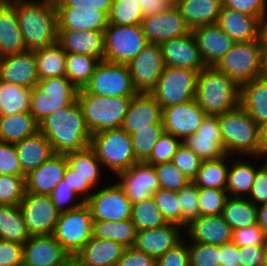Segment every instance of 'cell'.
<instances>
[{
    "label": "cell",
    "instance_id": "2644e50d",
    "mask_svg": "<svg viewBox=\"0 0 267 266\" xmlns=\"http://www.w3.org/2000/svg\"><path fill=\"white\" fill-rule=\"evenodd\" d=\"M54 2L56 7L92 8L108 15L112 0H54Z\"/></svg>",
    "mask_w": 267,
    "mask_h": 266
},
{
    "label": "cell",
    "instance_id": "836d02e7",
    "mask_svg": "<svg viewBox=\"0 0 267 266\" xmlns=\"http://www.w3.org/2000/svg\"><path fill=\"white\" fill-rule=\"evenodd\" d=\"M124 250L112 240L92 237L75 257L83 266H117Z\"/></svg>",
    "mask_w": 267,
    "mask_h": 266
},
{
    "label": "cell",
    "instance_id": "816d5d0a",
    "mask_svg": "<svg viewBox=\"0 0 267 266\" xmlns=\"http://www.w3.org/2000/svg\"><path fill=\"white\" fill-rule=\"evenodd\" d=\"M182 141L169 133L164 132L154 145L150 156L144 161L151 165L170 162Z\"/></svg>",
    "mask_w": 267,
    "mask_h": 266
},
{
    "label": "cell",
    "instance_id": "74e56055",
    "mask_svg": "<svg viewBox=\"0 0 267 266\" xmlns=\"http://www.w3.org/2000/svg\"><path fill=\"white\" fill-rule=\"evenodd\" d=\"M39 124L30 112L0 115V142L15 143L34 135Z\"/></svg>",
    "mask_w": 267,
    "mask_h": 266
},
{
    "label": "cell",
    "instance_id": "a7ac6f4b",
    "mask_svg": "<svg viewBox=\"0 0 267 266\" xmlns=\"http://www.w3.org/2000/svg\"><path fill=\"white\" fill-rule=\"evenodd\" d=\"M117 266H156V259L133 247L125 248Z\"/></svg>",
    "mask_w": 267,
    "mask_h": 266
},
{
    "label": "cell",
    "instance_id": "d4e9b609",
    "mask_svg": "<svg viewBox=\"0 0 267 266\" xmlns=\"http://www.w3.org/2000/svg\"><path fill=\"white\" fill-rule=\"evenodd\" d=\"M0 80L29 88L39 80L34 51L0 57Z\"/></svg>",
    "mask_w": 267,
    "mask_h": 266
},
{
    "label": "cell",
    "instance_id": "ba28073f",
    "mask_svg": "<svg viewBox=\"0 0 267 266\" xmlns=\"http://www.w3.org/2000/svg\"><path fill=\"white\" fill-rule=\"evenodd\" d=\"M261 60L262 48L259 39L235 42L214 67L241 86L260 77Z\"/></svg>",
    "mask_w": 267,
    "mask_h": 266
},
{
    "label": "cell",
    "instance_id": "30bf717a",
    "mask_svg": "<svg viewBox=\"0 0 267 266\" xmlns=\"http://www.w3.org/2000/svg\"><path fill=\"white\" fill-rule=\"evenodd\" d=\"M148 44L141 24L109 23L104 30V61L128 64Z\"/></svg>",
    "mask_w": 267,
    "mask_h": 266
},
{
    "label": "cell",
    "instance_id": "03108f58",
    "mask_svg": "<svg viewBox=\"0 0 267 266\" xmlns=\"http://www.w3.org/2000/svg\"><path fill=\"white\" fill-rule=\"evenodd\" d=\"M23 244L0 239V266H22Z\"/></svg>",
    "mask_w": 267,
    "mask_h": 266
},
{
    "label": "cell",
    "instance_id": "91938a15",
    "mask_svg": "<svg viewBox=\"0 0 267 266\" xmlns=\"http://www.w3.org/2000/svg\"><path fill=\"white\" fill-rule=\"evenodd\" d=\"M0 175L25 176L14 143L0 142Z\"/></svg>",
    "mask_w": 267,
    "mask_h": 266
},
{
    "label": "cell",
    "instance_id": "f546056e",
    "mask_svg": "<svg viewBox=\"0 0 267 266\" xmlns=\"http://www.w3.org/2000/svg\"><path fill=\"white\" fill-rule=\"evenodd\" d=\"M15 0H0V57L26 52Z\"/></svg>",
    "mask_w": 267,
    "mask_h": 266
},
{
    "label": "cell",
    "instance_id": "681fc988",
    "mask_svg": "<svg viewBox=\"0 0 267 266\" xmlns=\"http://www.w3.org/2000/svg\"><path fill=\"white\" fill-rule=\"evenodd\" d=\"M26 176L0 175V205H19L26 191Z\"/></svg>",
    "mask_w": 267,
    "mask_h": 266
},
{
    "label": "cell",
    "instance_id": "f907efd6",
    "mask_svg": "<svg viewBox=\"0 0 267 266\" xmlns=\"http://www.w3.org/2000/svg\"><path fill=\"white\" fill-rule=\"evenodd\" d=\"M164 133V128H144L131 134L134 156L138 162H144Z\"/></svg>",
    "mask_w": 267,
    "mask_h": 266
},
{
    "label": "cell",
    "instance_id": "e0dca14e",
    "mask_svg": "<svg viewBox=\"0 0 267 266\" xmlns=\"http://www.w3.org/2000/svg\"><path fill=\"white\" fill-rule=\"evenodd\" d=\"M206 116L195 99L163 108L164 132L178 137L183 142L198 130Z\"/></svg>",
    "mask_w": 267,
    "mask_h": 266
},
{
    "label": "cell",
    "instance_id": "9f6ffc18",
    "mask_svg": "<svg viewBox=\"0 0 267 266\" xmlns=\"http://www.w3.org/2000/svg\"><path fill=\"white\" fill-rule=\"evenodd\" d=\"M190 266L220 265V246L188 242Z\"/></svg>",
    "mask_w": 267,
    "mask_h": 266
},
{
    "label": "cell",
    "instance_id": "34e18365",
    "mask_svg": "<svg viewBox=\"0 0 267 266\" xmlns=\"http://www.w3.org/2000/svg\"><path fill=\"white\" fill-rule=\"evenodd\" d=\"M260 156L267 151V121L259 124Z\"/></svg>",
    "mask_w": 267,
    "mask_h": 266
},
{
    "label": "cell",
    "instance_id": "603a6c76",
    "mask_svg": "<svg viewBox=\"0 0 267 266\" xmlns=\"http://www.w3.org/2000/svg\"><path fill=\"white\" fill-rule=\"evenodd\" d=\"M183 143L202 161L216 160L226 155L218 116L207 115L198 130Z\"/></svg>",
    "mask_w": 267,
    "mask_h": 266
},
{
    "label": "cell",
    "instance_id": "f6af8a7d",
    "mask_svg": "<svg viewBox=\"0 0 267 266\" xmlns=\"http://www.w3.org/2000/svg\"><path fill=\"white\" fill-rule=\"evenodd\" d=\"M100 60L89 55L66 53L65 76L80 90L88 83Z\"/></svg>",
    "mask_w": 267,
    "mask_h": 266
},
{
    "label": "cell",
    "instance_id": "3957f363",
    "mask_svg": "<svg viewBox=\"0 0 267 266\" xmlns=\"http://www.w3.org/2000/svg\"><path fill=\"white\" fill-rule=\"evenodd\" d=\"M195 100L207 115L217 116L240 105V86L214 66H206L197 75Z\"/></svg>",
    "mask_w": 267,
    "mask_h": 266
},
{
    "label": "cell",
    "instance_id": "83f0119b",
    "mask_svg": "<svg viewBox=\"0 0 267 266\" xmlns=\"http://www.w3.org/2000/svg\"><path fill=\"white\" fill-rule=\"evenodd\" d=\"M58 30H81L104 32L109 21L108 15L96 9L56 7Z\"/></svg>",
    "mask_w": 267,
    "mask_h": 266
},
{
    "label": "cell",
    "instance_id": "7dc6e473",
    "mask_svg": "<svg viewBox=\"0 0 267 266\" xmlns=\"http://www.w3.org/2000/svg\"><path fill=\"white\" fill-rule=\"evenodd\" d=\"M144 19L137 0H112L108 21L118 25H137Z\"/></svg>",
    "mask_w": 267,
    "mask_h": 266
},
{
    "label": "cell",
    "instance_id": "db71d44e",
    "mask_svg": "<svg viewBox=\"0 0 267 266\" xmlns=\"http://www.w3.org/2000/svg\"><path fill=\"white\" fill-rule=\"evenodd\" d=\"M154 169L161 189L177 192L191 182L171 161L154 165Z\"/></svg>",
    "mask_w": 267,
    "mask_h": 266
},
{
    "label": "cell",
    "instance_id": "4316f807",
    "mask_svg": "<svg viewBox=\"0 0 267 266\" xmlns=\"http://www.w3.org/2000/svg\"><path fill=\"white\" fill-rule=\"evenodd\" d=\"M67 165L66 154H54L25 177L26 191L50 195L63 179Z\"/></svg>",
    "mask_w": 267,
    "mask_h": 266
},
{
    "label": "cell",
    "instance_id": "f5cc1de1",
    "mask_svg": "<svg viewBox=\"0 0 267 266\" xmlns=\"http://www.w3.org/2000/svg\"><path fill=\"white\" fill-rule=\"evenodd\" d=\"M152 197L167 222L181 226V208L177 192L159 188Z\"/></svg>",
    "mask_w": 267,
    "mask_h": 266
},
{
    "label": "cell",
    "instance_id": "680465c9",
    "mask_svg": "<svg viewBox=\"0 0 267 266\" xmlns=\"http://www.w3.org/2000/svg\"><path fill=\"white\" fill-rule=\"evenodd\" d=\"M50 197L60 213L78 208L84 203L63 179L53 189Z\"/></svg>",
    "mask_w": 267,
    "mask_h": 266
},
{
    "label": "cell",
    "instance_id": "7c38bea8",
    "mask_svg": "<svg viewBox=\"0 0 267 266\" xmlns=\"http://www.w3.org/2000/svg\"><path fill=\"white\" fill-rule=\"evenodd\" d=\"M92 229V214L84 202L78 208L60 213L53 235L70 255L75 256L93 237Z\"/></svg>",
    "mask_w": 267,
    "mask_h": 266
},
{
    "label": "cell",
    "instance_id": "b9f144b4",
    "mask_svg": "<svg viewBox=\"0 0 267 266\" xmlns=\"http://www.w3.org/2000/svg\"><path fill=\"white\" fill-rule=\"evenodd\" d=\"M136 233L135 225L131 219L122 221H93V237L112 240L125 248L133 247Z\"/></svg>",
    "mask_w": 267,
    "mask_h": 266
},
{
    "label": "cell",
    "instance_id": "5bb4252c",
    "mask_svg": "<svg viewBox=\"0 0 267 266\" xmlns=\"http://www.w3.org/2000/svg\"><path fill=\"white\" fill-rule=\"evenodd\" d=\"M29 236L53 234L60 212L50 195L25 191L19 204Z\"/></svg>",
    "mask_w": 267,
    "mask_h": 266
},
{
    "label": "cell",
    "instance_id": "4fadbf2b",
    "mask_svg": "<svg viewBox=\"0 0 267 266\" xmlns=\"http://www.w3.org/2000/svg\"><path fill=\"white\" fill-rule=\"evenodd\" d=\"M94 190L85 202L91 211L93 221H122L131 219L132 203L118 183L111 179Z\"/></svg>",
    "mask_w": 267,
    "mask_h": 266
},
{
    "label": "cell",
    "instance_id": "d6a6232c",
    "mask_svg": "<svg viewBox=\"0 0 267 266\" xmlns=\"http://www.w3.org/2000/svg\"><path fill=\"white\" fill-rule=\"evenodd\" d=\"M21 172L27 176L54 155L49 140L37 131L34 135L15 142Z\"/></svg>",
    "mask_w": 267,
    "mask_h": 266
},
{
    "label": "cell",
    "instance_id": "ab89813d",
    "mask_svg": "<svg viewBox=\"0 0 267 266\" xmlns=\"http://www.w3.org/2000/svg\"><path fill=\"white\" fill-rule=\"evenodd\" d=\"M32 88L0 80V115L30 112Z\"/></svg>",
    "mask_w": 267,
    "mask_h": 266
},
{
    "label": "cell",
    "instance_id": "bcb514c9",
    "mask_svg": "<svg viewBox=\"0 0 267 266\" xmlns=\"http://www.w3.org/2000/svg\"><path fill=\"white\" fill-rule=\"evenodd\" d=\"M131 221L136 231L148 230L168 223L153 197L132 204Z\"/></svg>",
    "mask_w": 267,
    "mask_h": 266
},
{
    "label": "cell",
    "instance_id": "deb4b68c",
    "mask_svg": "<svg viewBox=\"0 0 267 266\" xmlns=\"http://www.w3.org/2000/svg\"><path fill=\"white\" fill-rule=\"evenodd\" d=\"M264 163L267 165V151L262 155Z\"/></svg>",
    "mask_w": 267,
    "mask_h": 266
},
{
    "label": "cell",
    "instance_id": "7402d4cb",
    "mask_svg": "<svg viewBox=\"0 0 267 266\" xmlns=\"http://www.w3.org/2000/svg\"><path fill=\"white\" fill-rule=\"evenodd\" d=\"M70 256L53 234L30 236L23 244L22 266H60Z\"/></svg>",
    "mask_w": 267,
    "mask_h": 266
},
{
    "label": "cell",
    "instance_id": "8992f818",
    "mask_svg": "<svg viewBox=\"0 0 267 266\" xmlns=\"http://www.w3.org/2000/svg\"><path fill=\"white\" fill-rule=\"evenodd\" d=\"M89 147L112 177L138 162L134 156L131 135L122 128L91 134ZM108 170V172H107Z\"/></svg>",
    "mask_w": 267,
    "mask_h": 266
},
{
    "label": "cell",
    "instance_id": "e7e4bbea",
    "mask_svg": "<svg viewBox=\"0 0 267 266\" xmlns=\"http://www.w3.org/2000/svg\"><path fill=\"white\" fill-rule=\"evenodd\" d=\"M257 207L267 203V165L265 163L257 169V173L246 197Z\"/></svg>",
    "mask_w": 267,
    "mask_h": 266
},
{
    "label": "cell",
    "instance_id": "8fae6325",
    "mask_svg": "<svg viewBox=\"0 0 267 266\" xmlns=\"http://www.w3.org/2000/svg\"><path fill=\"white\" fill-rule=\"evenodd\" d=\"M83 90L104 97H134L138 94L127 64L100 61Z\"/></svg>",
    "mask_w": 267,
    "mask_h": 266
},
{
    "label": "cell",
    "instance_id": "9c48e42d",
    "mask_svg": "<svg viewBox=\"0 0 267 266\" xmlns=\"http://www.w3.org/2000/svg\"><path fill=\"white\" fill-rule=\"evenodd\" d=\"M198 72L188 68L166 66L150 94L161 108L195 99Z\"/></svg>",
    "mask_w": 267,
    "mask_h": 266
},
{
    "label": "cell",
    "instance_id": "09005b40",
    "mask_svg": "<svg viewBox=\"0 0 267 266\" xmlns=\"http://www.w3.org/2000/svg\"><path fill=\"white\" fill-rule=\"evenodd\" d=\"M60 266H83V265L74 255H71Z\"/></svg>",
    "mask_w": 267,
    "mask_h": 266
},
{
    "label": "cell",
    "instance_id": "52a82bcc",
    "mask_svg": "<svg viewBox=\"0 0 267 266\" xmlns=\"http://www.w3.org/2000/svg\"><path fill=\"white\" fill-rule=\"evenodd\" d=\"M78 91L66 76L40 80L32 88L30 114L39 124L48 115L74 102Z\"/></svg>",
    "mask_w": 267,
    "mask_h": 266
},
{
    "label": "cell",
    "instance_id": "d6986e66",
    "mask_svg": "<svg viewBox=\"0 0 267 266\" xmlns=\"http://www.w3.org/2000/svg\"><path fill=\"white\" fill-rule=\"evenodd\" d=\"M121 128L130 135L144 128H164L161 106L150 93H138L131 99Z\"/></svg>",
    "mask_w": 267,
    "mask_h": 266
},
{
    "label": "cell",
    "instance_id": "be15d7a7",
    "mask_svg": "<svg viewBox=\"0 0 267 266\" xmlns=\"http://www.w3.org/2000/svg\"><path fill=\"white\" fill-rule=\"evenodd\" d=\"M267 235L258 225L233 230L232 242L238 247L264 245Z\"/></svg>",
    "mask_w": 267,
    "mask_h": 266
},
{
    "label": "cell",
    "instance_id": "11a10c76",
    "mask_svg": "<svg viewBox=\"0 0 267 266\" xmlns=\"http://www.w3.org/2000/svg\"><path fill=\"white\" fill-rule=\"evenodd\" d=\"M198 206L200 215L222 214L228 194L226 190L198 188Z\"/></svg>",
    "mask_w": 267,
    "mask_h": 266
},
{
    "label": "cell",
    "instance_id": "2e32d148",
    "mask_svg": "<svg viewBox=\"0 0 267 266\" xmlns=\"http://www.w3.org/2000/svg\"><path fill=\"white\" fill-rule=\"evenodd\" d=\"M113 179L132 204L152 197L160 188L154 166L146 162H136L127 170L116 174Z\"/></svg>",
    "mask_w": 267,
    "mask_h": 266
},
{
    "label": "cell",
    "instance_id": "94428289",
    "mask_svg": "<svg viewBox=\"0 0 267 266\" xmlns=\"http://www.w3.org/2000/svg\"><path fill=\"white\" fill-rule=\"evenodd\" d=\"M221 3L222 6L258 17L260 20L267 16V0H221Z\"/></svg>",
    "mask_w": 267,
    "mask_h": 266
},
{
    "label": "cell",
    "instance_id": "8d00e7d4",
    "mask_svg": "<svg viewBox=\"0 0 267 266\" xmlns=\"http://www.w3.org/2000/svg\"><path fill=\"white\" fill-rule=\"evenodd\" d=\"M176 6L192 30L199 26L216 24L222 3L221 0H182Z\"/></svg>",
    "mask_w": 267,
    "mask_h": 266
},
{
    "label": "cell",
    "instance_id": "753ad0ef",
    "mask_svg": "<svg viewBox=\"0 0 267 266\" xmlns=\"http://www.w3.org/2000/svg\"><path fill=\"white\" fill-rule=\"evenodd\" d=\"M238 265V246L229 242L220 246V265Z\"/></svg>",
    "mask_w": 267,
    "mask_h": 266
},
{
    "label": "cell",
    "instance_id": "f1b7e54d",
    "mask_svg": "<svg viewBox=\"0 0 267 266\" xmlns=\"http://www.w3.org/2000/svg\"><path fill=\"white\" fill-rule=\"evenodd\" d=\"M254 161H256V163ZM263 163L262 156H243V158L231 156L226 184L228 196L247 197L253 185L257 169Z\"/></svg>",
    "mask_w": 267,
    "mask_h": 266
},
{
    "label": "cell",
    "instance_id": "e575fe53",
    "mask_svg": "<svg viewBox=\"0 0 267 266\" xmlns=\"http://www.w3.org/2000/svg\"><path fill=\"white\" fill-rule=\"evenodd\" d=\"M240 106L258 125L267 121V80L257 77L242 84Z\"/></svg>",
    "mask_w": 267,
    "mask_h": 266
},
{
    "label": "cell",
    "instance_id": "d590c367",
    "mask_svg": "<svg viewBox=\"0 0 267 266\" xmlns=\"http://www.w3.org/2000/svg\"><path fill=\"white\" fill-rule=\"evenodd\" d=\"M66 158L68 165L94 189L106 184L104 181L109 175L104 172L102 163L90 147L80 151L67 153ZM104 174L107 176L105 177Z\"/></svg>",
    "mask_w": 267,
    "mask_h": 266
},
{
    "label": "cell",
    "instance_id": "7bdbcfd3",
    "mask_svg": "<svg viewBox=\"0 0 267 266\" xmlns=\"http://www.w3.org/2000/svg\"><path fill=\"white\" fill-rule=\"evenodd\" d=\"M29 237L19 205H0V239L24 244Z\"/></svg>",
    "mask_w": 267,
    "mask_h": 266
},
{
    "label": "cell",
    "instance_id": "b9fcfbb0",
    "mask_svg": "<svg viewBox=\"0 0 267 266\" xmlns=\"http://www.w3.org/2000/svg\"><path fill=\"white\" fill-rule=\"evenodd\" d=\"M260 77L267 80V51H262Z\"/></svg>",
    "mask_w": 267,
    "mask_h": 266
},
{
    "label": "cell",
    "instance_id": "ffe728a7",
    "mask_svg": "<svg viewBox=\"0 0 267 266\" xmlns=\"http://www.w3.org/2000/svg\"><path fill=\"white\" fill-rule=\"evenodd\" d=\"M233 230L219 215H199L184 228V239L187 242H197L221 246L232 242Z\"/></svg>",
    "mask_w": 267,
    "mask_h": 266
},
{
    "label": "cell",
    "instance_id": "979ff035",
    "mask_svg": "<svg viewBox=\"0 0 267 266\" xmlns=\"http://www.w3.org/2000/svg\"><path fill=\"white\" fill-rule=\"evenodd\" d=\"M263 250H264L263 266H267V237H266L264 245H263Z\"/></svg>",
    "mask_w": 267,
    "mask_h": 266
},
{
    "label": "cell",
    "instance_id": "003e7915",
    "mask_svg": "<svg viewBox=\"0 0 267 266\" xmlns=\"http://www.w3.org/2000/svg\"><path fill=\"white\" fill-rule=\"evenodd\" d=\"M63 180L73 190V192L83 201L86 202L94 192V188L80 177L69 165L64 173Z\"/></svg>",
    "mask_w": 267,
    "mask_h": 266
},
{
    "label": "cell",
    "instance_id": "60d3db41",
    "mask_svg": "<svg viewBox=\"0 0 267 266\" xmlns=\"http://www.w3.org/2000/svg\"><path fill=\"white\" fill-rule=\"evenodd\" d=\"M230 161L231 156L228 154L216 160L202 161L196 178L192 182L198 188L226 190Z\"/></svg>",
    "mask_w": 267,
    "mask_h": 266
},
{
    "label": "cell",
    "instance_id": "6da1fadb",
    "mask_svg": "<svg viewBox=\"0 0 267 266\" xmlns=\"http://www.w3.org/2000/svg\"><path fill=\"white\" fill-rule=\"evenodd\" d=\"M39 131L49 140L54 154L80 151L90 145L91 132L77 99L43 119Z\"/></svg>",
    "mask_w": 267,
    "mask_h": 266
},
{
    "label": "cell",
    "instance_id": "6125c7cd",
    "mask_svg": "<svg viewBox=\"0 0 267 266\" xmlns=\"http://www.w3.org/2000/svg\"><path fill=\"white\" fill-rule=\"evenodd\" d=\"M156 266H190L188 242L183 239L156 259Z\"/></svg>",
    "mask_w": 267,
    "mask_h": 266
},
{
    "label": "cell",
    "instance_id": "6f0895ef",
    "mask_svg": "<svg viewBox=\"0 0 267 266\" xmlns=\"http://www.w3.org/2000/svg\"><path fill=\"white\" fill-rule=\"evenodd\" d=\"M189 181L196 178L202 160L183 142L178 147L171 161Z\"/></svg>",
    "mask_w": 267,
    "mask_h": 266
},
{
    "label": "cell",
    "instance_id": "2a66077c",
    "mask_svg": "<svg viewBox=\"0 0 267 266\" xmlns=\"http://www.w3.org/2000/svg\"><path fill=\"white\" fill-rule=\"evenodd\" d=\"M258 208V225L263 229L267 235V203L260 205Z\"/></svg>",
    "mask_w": 267,
    "mask_h": 266
},
{
    "label": "cell",
    "instance_id": "11e5206c",
    "mask_svg": "<svg viewBox=\"0 0 267 266\" xmlns=\"http://www.w3.org/2000/svg\"><path fill=\"white\" fill-rule=\"evenodd\" d=\"M259 41L262 51H267V16L260 21Z\"/></svg>",
    "mask_w": 267,
    "mask_h": 266
},
{
    "label": "cell",
    "instance_id": "8c879c8a",
    "mask_svg": "<svg viewBox=\"0 0 267 266\" xmlns=\"http://www.w3.org/2000/svg\"><path fill=\"white\" fill-rule=\"evenodd\" d=\"M144 17L170 10L175 5L170 0H137Z\"/></svg>",
    "mask_w": 267,
    "mask_h": 266
},
{
    "label": "cell",
    "instance_id": "c3c4849f",
    "mask_svg": "<svg viewBox=\"0 0 267 266\" xmlns=\"http://www.w3.org/2000/svg\"><path fill=\"white\" fill-rule=\"evenodd\" d=\"M177 198L181 208V226L185 228L192 220L200 215L198 206V187L191 181L177 191Z\"/></svg>",
    "mask_w": 267,
    "mask_h": 266
},
{
    "label": "cell",
    "instance_id": "277c9868",
    "mask_svg": "<svg viewBox=\"0 0 267 266\" xmlns=\"http://www.w3.org/2000/svg\"><path fill=\"white\" fill-rule=\"evenodd\" d=\"M217 116L226 154L260 156L259 125L240 105Z\"/></svg>",
    "mask_w": 267,
    "mask_h": 266
},
{
    "label": "cell",
    "instance_id": "9a60e30c",
    "mask_svg": "<svg viewBox=\"0 0 267 266\" xmlns=\"http://www.w3.org/2000/svg\"><path fill=\"white\" fill-rule=\"evenodd\" d=\"M127 65L138 93H150L166 67L160 44L149 43Z\"/></svg>",
    "mask_w": 267,
    "mask_h": 266
},
{
    "label": "cell",
    "instance_id": "7a4b0ae2",
    "mask_svg": "<svg viewBox=\"0 0 267 266\" xmlns=\"http://www.w3.org/2000/svg\"><path fill=\"white\" fill-rule=\"evenodd\" d=\"M15 11L27 51L57 43L58 23L54 0H15Z\"/></svg>",
    "mask_w": 267,
    "mask_h": 266
},
{
    "label": "cell",
    "instance_id": "ee69618b",
    "mask_svg": "<svg viewBox=\"0 0 267 266\" xmlns=\"http://www.w3.org/2000/svg\"><path fill=\"white\" fill-rule=\"evenodd\" d=\"M39 80L65 76L66 52L58 44L34 51Z\"/></svg>",
    "mask_w": 267,
    "mask_h": 266
},
{
    "label": "cell",
    "instance_id": "ac0fdd59",
    "mask_svg": "<svg viewBox=\"0 0 267 266\" xmlns=\"http://www.w3.org/2000/svg\"><path fill=\"white\" fill-rule=\"evenodd\" d=\"M141 26L147 42L152 44H161L191 31L176 5L170 10L144 17Z\"/></svg>",
    "mask_w": 267,
    "mask_h": 266
},
{
    "label": "cell",
    "instance_id": "44dd1931",
    "mask_svg": "<svg viewBox=\"0 0 267 266\" xmlns=\"http://www.w3.org/2000/svg\"><path fill=\"white\" fill-rule=\"evenodd\" d=\"M160 46L165 66L188 68L198 73L206 67L191 31L184 36L166 40Z\"/></svg>",
    "mask_w": 267,
    "mask_h": 266
},
{
    "label": "cell",
    "instance_id": "cb8c5ba5",
    "mask_svg": "<svg viewBox=\"0 0 267 266\" xmlns=\"http://www.w3.org/2000/svg\"><path fill=\"white\" fill-rule=\"evenodd\" d=\"M184 228L176 223L137 231L133 248L157 259L184 239Z\"/></svg>",
    "mask_w": 267,
    "mask_h": 266
},
{
    "label": "cell",
    "instance_id": "89a4df30",
    "mask_svg": "<svg viewBox=\"0 0 267 266\" xmlns=\"http://www.w3.org/2000/svg\"><path fill=\"white\" fill-rule=\"evenodd\" d=\"M263 245L238 247L239 266H263Z\"/></svg>",
    "mask_w": 267,
    "mask_h": 266
},
{
    "label": "cell",
    "instance_id": "4dcf8cb0",
    "mask_svg": "<svg viewBox=\"0 0 267 266\" xmlns=\"http://www.w3.org/2000/svg\"><path fill=\"white\" fill-rule=\"evenodd\" d=\"M57 43L66 53L89 55L104 60V32L58 30Z\"/></svg>",
    "mask_w": 267,
    "mask_h": 266
},
{
    "label": "cell",
    "instance_id": "5b68a950",
    "mask_svg": "<svg viewBox=\"0 0 267 266\" xmlns=\"http://www.w3.org/2000/svg\"><path fill=\"white\" fill-rule=\"evenodd\" d=\"M133 97H104L78 91L77 102L81 107L87 129L91 134L107 129L121 128Z\"/></svg>",
    "mask_w": 267,
    "mask_h": 266
},
{
    "label": "cell",
    "instance_id": "484cf974",
    "mask_svg": "<svg viewBox=\"0 0 267 266\" xmlns=\"http://www.w3.org/2000/svg\"><path fill=\"white\" fill-rule=\"evenodd\" d=\"M191 32L206 66H215L235 44V41L217 24L199 26Z\"/></svg>",
    "mask_w": 267,
    "mask_h": 266
},
{
    "label": "cell",
    "instance_id": "f35d334b",
    "mask_svg": "<svg viewBox=\"0 0 267 266\" xmlns=\"http://www.w3.org/2000/svg\"><path fill=\"white\" fill-rule=\"evenodd\" d=\"M258 208L246 197L228 196L222 216L232 230L258 224Z\"/></svg>",
    "mask_w": 267,
    "mask_h": 266
},
{
    "label": "cell",
    "instance_id": "67dfc351",
    "mask_svg": "<svg viewBox=\"0 0 267 266\" xmlns=\"http://www.w3.org/2000/svg\"><path fill=\"white\" fill-rule=\"evenodd\" d=\"M174 5H177L182 0H170Z\"/></svg>",
    "mask_w": 267,
    "mask_h": 266
},
{
    "label": "cell",
    "instance_id": "b62a3aed",
    "mask_svg": "<svg viewBox=\"0 0 267 266\" xmlns=\"http://www.w3.org/2000/svg\"><path fill=\"white\" fill-rule=\"evenodd\" d=\"M218 266H239V265H233V264H224V265H218Z\"/></svg>",
    "mask_w": 267,
    "mask_h": 266
},
{
    "label": "cell",
    "instance_id": "1f68e13d",
    "mask_svg": "<svg viewBox=\"0 0 267 266\" xmlns=\"http://www.w3.org/2000/svg\"><path fill=\"white\" fill-rule=\"evenodd\" d=\"M260 21L258 17L222 6L216 24L235 42H247L259 39Z\"/></svg>",
    "mask_w": 267,
    "mask_h": 266
}]
</instances>
